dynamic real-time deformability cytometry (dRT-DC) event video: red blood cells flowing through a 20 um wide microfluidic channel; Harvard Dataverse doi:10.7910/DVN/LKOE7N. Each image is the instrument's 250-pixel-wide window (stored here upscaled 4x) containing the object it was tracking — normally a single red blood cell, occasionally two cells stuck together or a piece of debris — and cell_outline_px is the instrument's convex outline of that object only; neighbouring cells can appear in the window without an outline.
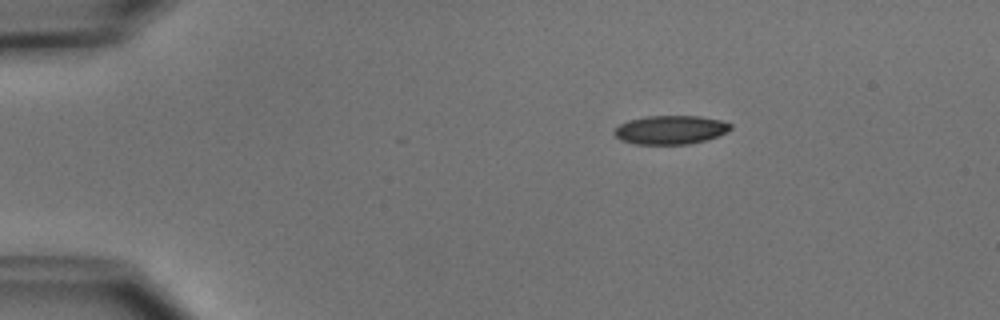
{"species": "common noctule bat (a hibernating species)", "species_latin": "Nyctalus noctula", "temperature_condition": "cold", "stored_images_in_passage": 3, "camera_frame_rate_fps": 3000, "um_per_image_px": 0.085, "animal": {"sex": "male", "body_mass_g": 15.6}, "frame": {"image": 1, "passage_image": 1, "time_ms": 0.0, "image_size_px": [1000, 320], "cell_outline_px": [[732, 128], [716, 136], [704, 140], [688, 144], [636, 144], [620, 140], [612, 132], [620, 124], [628, 120], [648, 116], [700, 116], [720, 120], [732, 124]], "centroid_in_image_um": [56.96, 11.03], "position_along_channel_um": 28.0, "area_um2": 19.31}}
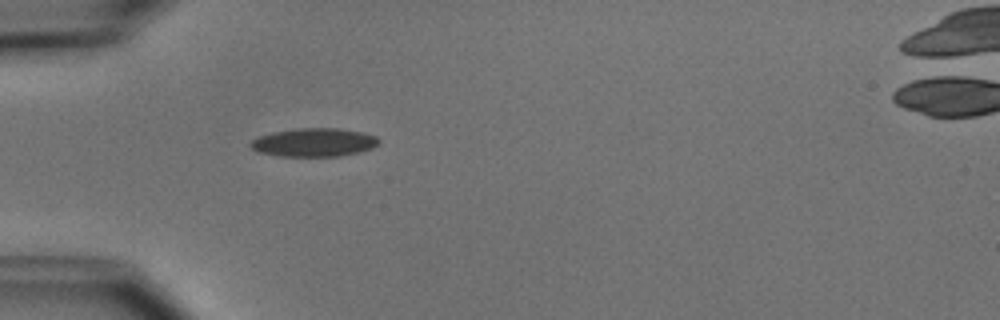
{"frame": {"image": 2, "passage_image": 3, "time_ms": 2.333, "image_size_px": [1000, 320], "cell_outline_px": [[380, 140], [372, 148], [360, 152], [340, 156], [280, 156], [256, 152], [248, 144], [252, 140], [260, 136], [272, 132], [296, 128], [336, 128], [360, 132], [376, 136]], "centroid_in_image_um": [26.65, 12.11], "position_along_channel_um": 58.3, "area_um2": 21.21}}